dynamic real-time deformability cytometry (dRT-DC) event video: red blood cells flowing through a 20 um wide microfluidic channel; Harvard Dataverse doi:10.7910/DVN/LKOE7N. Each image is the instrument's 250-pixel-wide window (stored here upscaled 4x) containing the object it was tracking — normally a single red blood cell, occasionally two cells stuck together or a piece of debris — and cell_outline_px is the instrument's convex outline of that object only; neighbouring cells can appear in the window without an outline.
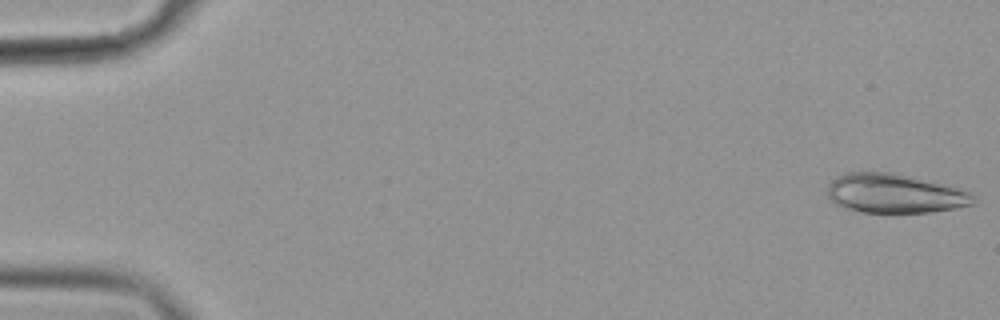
{"species": "common noctule bat (a hibernating species)", "species_latin": "Nyctalus noctula", "temperature_condition": "cold", "stored_images_in_passage": 56, "camera_frame_rate_fps": 3000, "um_per_image_px": 0.085, "animal": {"sex": "female", "body_mass_g": 19.9}, "frame": {"image": 1, "passage_image": 1, "time_ms": 0.0, "image_size_px": [1000, 320], "cell_outline_px": [[976, 204], [956, 208], [928, 212], [860, 212], [836, 204], [828, 196], [828, 184], [836, 176], [848, 172], [896, 172], [956, 188], [968, 192], [976, 196]], "centroid_in_image_um": [76.05, 16.44], "position_along_channel_um": 9.0, "area_um2": 33.18}}